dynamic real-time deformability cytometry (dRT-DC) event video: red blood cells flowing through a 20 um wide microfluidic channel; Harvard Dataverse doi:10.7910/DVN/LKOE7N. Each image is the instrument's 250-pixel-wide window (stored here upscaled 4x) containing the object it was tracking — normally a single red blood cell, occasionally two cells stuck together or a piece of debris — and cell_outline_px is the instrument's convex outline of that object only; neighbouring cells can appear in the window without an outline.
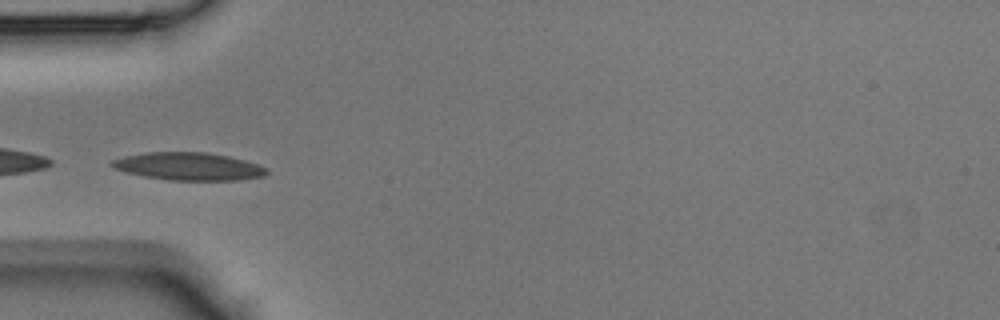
{"species": "Egyptian fruit bat (a non-hibernating species)", "species_latin": "Rousettus aegyptiacus", "temperature_condition": "room temperature", "stored_images_in_passage": 49, "camera_frame_rate_fps": 3000, "um_per_image_px": 0.085, "animal": {"sex": "male"}, "frame": {"image": 1, "passage_image": 16, "time_ms": 5.0, "image_size_px": [1000, 320], "cell_outline_px": [[268, 172], [264, 176], [236, 180], [172, 180], [144, 176], [124, 172], [108, 164], [112, 160], [124, 156], [148, 152], [204, 152], [228, 156], [260, 164], [268, 168]], "centroid_in_image_um": [16.05, 14.14], "position_along_channel_um": 69.0, "area_um2": 24.97}}
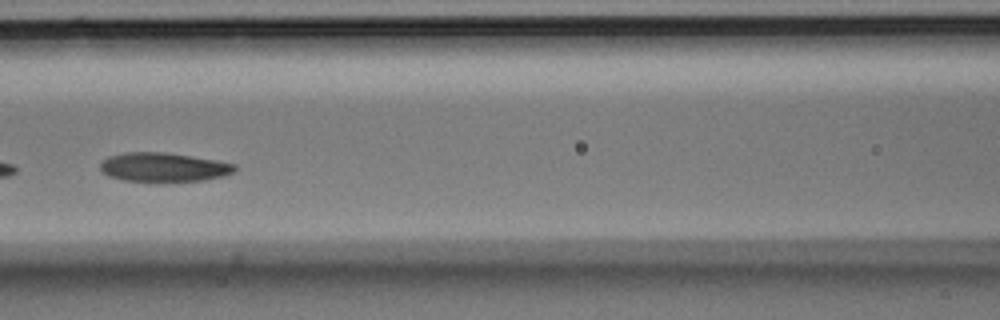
{"frame": {"image": 2, "passage_image": 22, "time_ms": 7.0, "image_size_px": [1000, 320], "cell_outline_px": [[236, 168], [232, 172], [224, 176], [204, 180], [124, 180], [108, 176], [100, 168], [100, 164], [108, 156], [124, 152], [164, 152], [192, 156], [216, 160], [236, 164]], "centroid_in_image_um": [13.9, 14.18], "position_along_channel_um": 152.7, "area_um2": 22.31}}
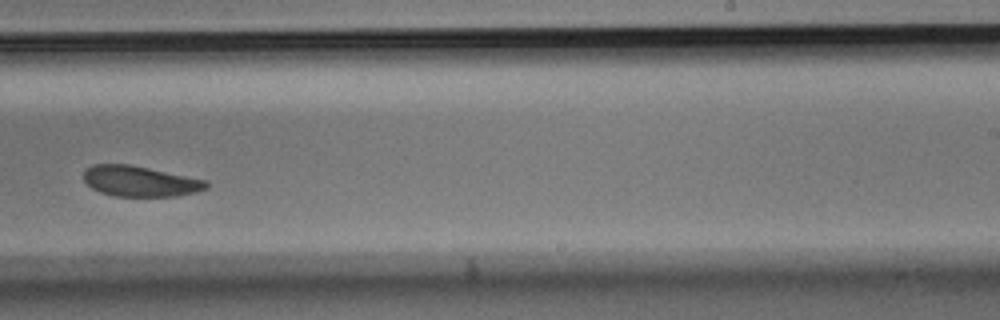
{"frame": {"image": 3, "passage_image": 31, "time_ms": 10.0, "image_size_px": [1000, 320], "cell_outline_px": [[208, 188], [196, 192], [176, 196], [116, 196], [100, 192], [92, 188], [84, 180], [84, 172], [92, 164], [128, 164], [208, 180]], "centroid_in_image_um": [11.92, 15.4], "position_along_channel_um": 277.1, "area_um2": 21.73}}